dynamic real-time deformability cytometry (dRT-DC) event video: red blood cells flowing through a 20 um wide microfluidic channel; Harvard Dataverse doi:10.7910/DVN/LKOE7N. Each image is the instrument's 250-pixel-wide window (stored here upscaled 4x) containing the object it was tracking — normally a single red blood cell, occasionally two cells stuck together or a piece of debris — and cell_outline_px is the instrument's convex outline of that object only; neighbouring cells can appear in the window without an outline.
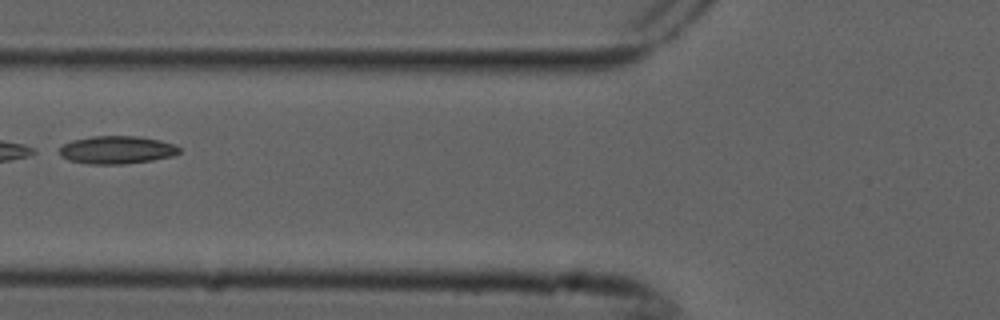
{"species": "common noctule bat (a hibernating species)", "species_latin": "Nyctalus noctula", "temperature_condition": "cold", "stored_images_in_passage": 6, "camera_frame_rate_fps": 3000, "um_per_image_px": 0.085, "animal": {"sex": "male", "forearm_length_mm": 52.5}, "frame": {"image": 1, "passage_image": 6, "time_ms": 1.667, "image_size_px": [1000, 320], "cell_outline_px": [[180, 152], [172, 156], [152, 160], [124, 164], [88, 164], [68, 160], [60, 156], [60, 148], [64, 144], [72, 140], [92, 136], [140, 136], [160, 140], [172, 144], [180, 148]], "centroid_in_image_um": [9.91, 12.74], "position_along_channel_um": 115.9, "area_um2": 19.48}}